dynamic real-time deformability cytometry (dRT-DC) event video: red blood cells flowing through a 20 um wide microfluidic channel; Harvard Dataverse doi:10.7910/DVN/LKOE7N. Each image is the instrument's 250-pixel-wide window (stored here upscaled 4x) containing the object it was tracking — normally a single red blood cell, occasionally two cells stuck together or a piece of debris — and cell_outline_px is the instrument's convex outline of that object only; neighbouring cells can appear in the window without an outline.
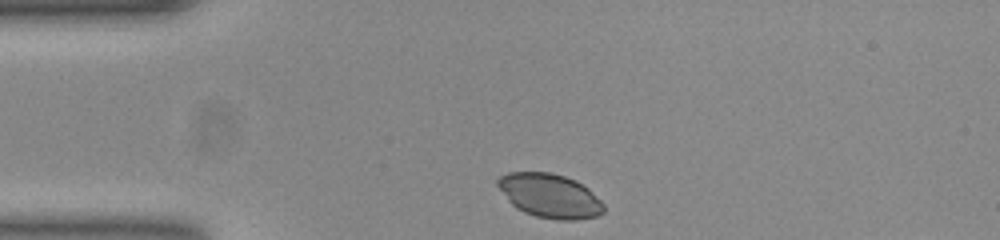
{"species": "common noctule bat (a hibernating species)", "species_latin": "Nyctalus noctula", "temperature_condition": "room temperature", "stored_images_in_passage": 33, "camera_frame_rate_fps": 3000, "um_per_image_px": 0.085, "animal": {"sex": "female", "body_mass_g": 23.0, "forearm_length_mm": 53.4}, "frame": {"image": 1, "passage_image": 1, "time_ms": 0.0, "image_size_px": [1000, 240], "cell_outline_px": [[604, 212], [596, 216], [572, 220], [556, 220], [536, 216], [524, 212], [516, 208], [508, 200], [496, 184], [496, 180], [500, 176], [508, 172], [552, 172], [576, 180], [588, 188], [604, 204]], "centroid_in_image_um": [46.72, 16.63], "position_along_channel_um": 38.3, "area_um2": 27.22}}
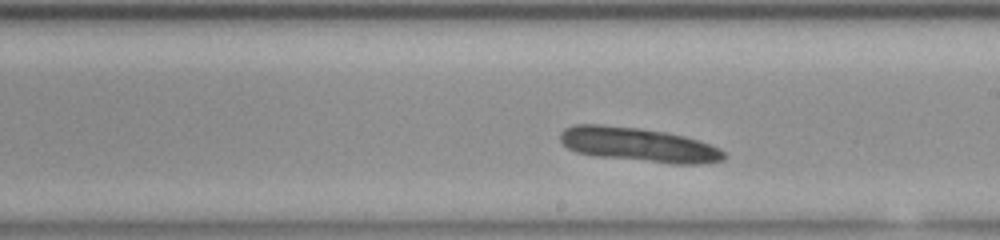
{"frame": {"image": 2, "passage_image": 19, "time_ms": 6.0, "image_size_px": [1000, 240], "cell_outline_px": [[728, 156], [724, 160], [700, 164], [672, 164], [596, 156], [576, 152], [568, 148], [560, 140], [560, 132], [564, 128], [572, 124], [600, 124], [636, 128], [664, 132], [684, 136], [720, 148]], "centroid_in_image_um": [54.26, 12.31], "position_along_channel_um": 234.7, "area_um2": 32.66}}
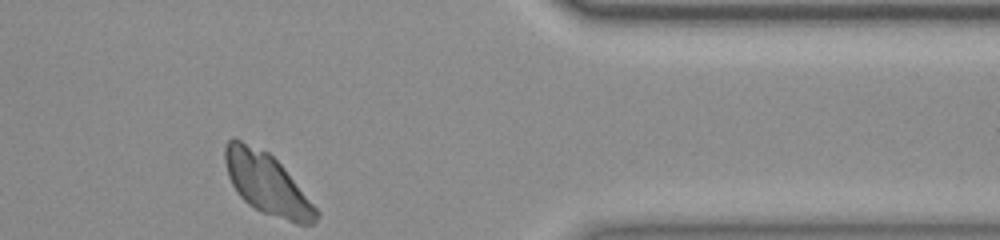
{"frame": {"image": 3, "passage_image": 33, "time_ms": 10.667, "image_size_px": [1000, 240], "cell_outline_px": [[320, 212], [316, 220], [312, 224], [296, 224], [260, 212], [248, 204], [240, 196], [232, 184], [228, 176], [224, 160], [224, 148], [228, 140], [232, 136], [268, 152], [284, 168]], "centroid_in_image_um": [22.67, 15.62], "position_along_channel_um": 388.7, "area_um2": 32.37}}